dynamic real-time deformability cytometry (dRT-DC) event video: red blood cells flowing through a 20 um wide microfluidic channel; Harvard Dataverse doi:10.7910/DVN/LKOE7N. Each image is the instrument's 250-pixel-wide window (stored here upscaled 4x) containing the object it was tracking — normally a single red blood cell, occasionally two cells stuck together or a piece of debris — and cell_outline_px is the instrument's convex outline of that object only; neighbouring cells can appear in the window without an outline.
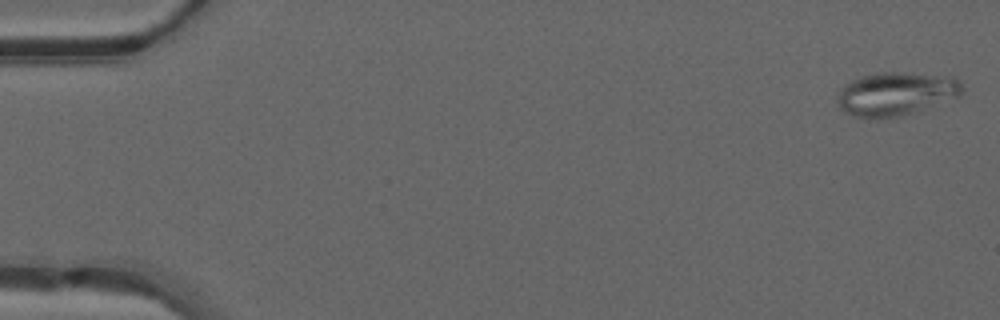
{"species": "common noctule bat (a hibernating species)", "species_latin": "Nyctalus noctula", "temperature_condition": "warm", "stored_images_in_passage": 48, "camera_frame_rate_fps": 3000, "um_per_image_px": 0.085, "animal": {"sex": "male", "forearm_length_mm": 52.5}, "frame": {"image": 1, "passage_image": 1, "time_ms": 0.0, "image_size_px": [1000, 320], "cell_outline_px": [[964, 92], [960, 96], [900, 116], [876, 120], [868, 120], [852, 116], [844, 112], [836, 104], [836, 96], [840, 88], [852, 80], [864, 76], [880, 72], [892, 72], [952, 76], [960, 80], [964, 88]], "centroid_in_image_um": [76.11, 8.0], "position_along_channel_um": 8.9, "area_um2": 32.02}}
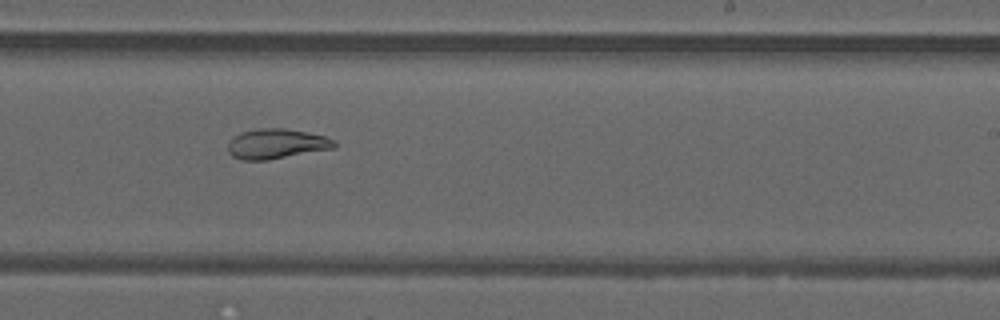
{"frame": {"image": 2, "passage_image": 30, "time_ms": 9.667, "image_size_px": [1000, 320], "cell_outline_px": [[336, 148], [268, 160], [240, 160], [232, 156], [228, 152], [228, 144], [240, 132], [260, 128], [284, 128], [308, 132], [324, 136], [336, 140]], "centroid_in_image_um": [23.53, 12.23], "position_along_channel_um": 265.5, "area_um2": 18.67}}
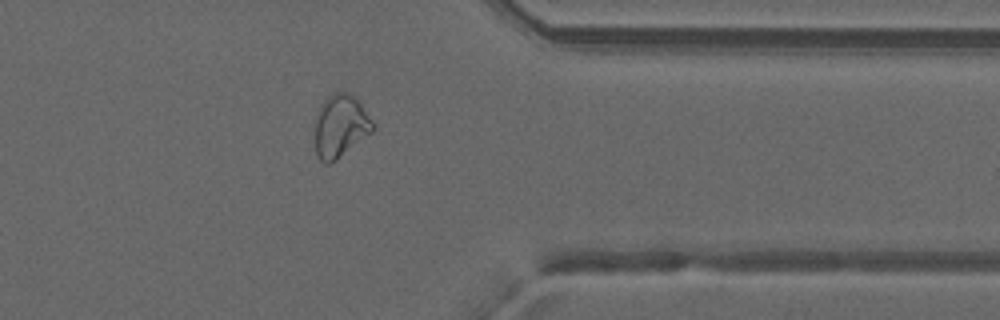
{"frame": {"image": 3, "passage_image": 39, "time_ms": 12.667, "image_size_px": [1000, 320], "cell_outline_px": [[376, 128], [372, 132], [336, 160], [328, 164], [324, 164], [316, 156], [316, 116], [320, 104], [328, 96], [336, 92], [348, 92], [356, 96], [372, 120]], "centroid_in_image_um": [28.95, 10.7], "position_along_channel_um": 382.5, "area_um2": 21.21}, "authors_computed_cell_mechanics": {"area_um2": 24.0448, "velocity_mm_per_s": 4.2054, "shape_relaxation_time_tau1_ms": null, "shape_relaxation_time_tau2_ms": 1.925, "deformation_change_tau1": null, "deformation_change_tau2": 0.0623}}